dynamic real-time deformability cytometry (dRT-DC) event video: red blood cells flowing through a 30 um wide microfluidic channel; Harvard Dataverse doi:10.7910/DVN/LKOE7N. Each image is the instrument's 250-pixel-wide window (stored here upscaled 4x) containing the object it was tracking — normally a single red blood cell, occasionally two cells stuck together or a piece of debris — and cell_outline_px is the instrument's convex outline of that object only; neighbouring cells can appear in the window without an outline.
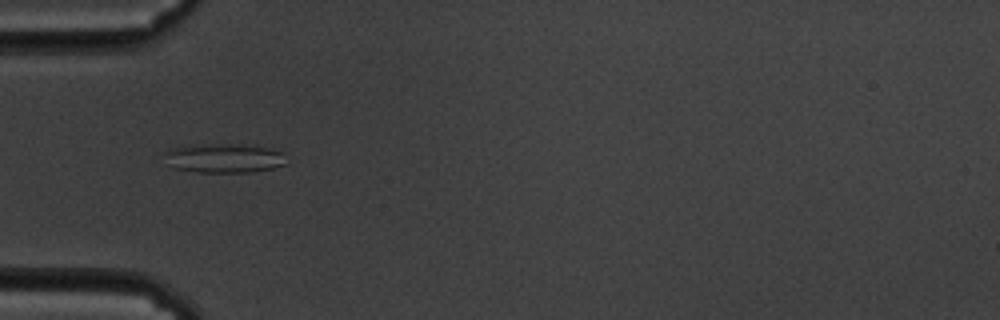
{"species": "common noctule bat (a hibernating species)", "species_latin": "Nyctalus noctula", "temperature_condition": "cold", "stored_images_in_passage": 59, "camera_frame_rate_fps": 3000, "um_per_image_px": 0.085, "animal": {"sex": "male", "body_mass_g": 19.5, "forearm_length_mm": 54.6}, "frame": {"image": 1, "passage_image": 19, "time_ms": 6.0, "image_size_px": [1000, 320], "cell_outline_px": [[288, 164], [272, 168], [252, 172], [196, 172], [172, 168], [164, 152], [172, 148], [216, 144], [268, 148], [280, 152]], "centroid_in_image_um": [19.05, 13.48], "position_along_channel_um": 66.0, "area_um2": 20.0}}
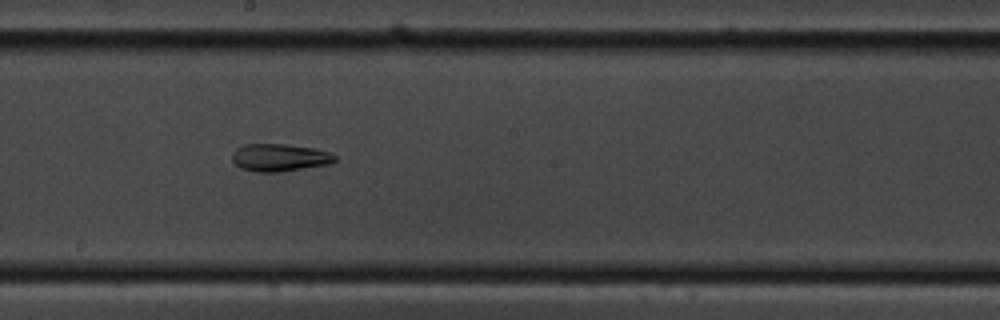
{"frame": {"image": 2, "passage_image": 33, "time_ms": 10.667, "image_size_px": [1000, 320], "cell_outline_px": [[336, 160], [328, 164], [280, 172], [256, 172], [240, 168], [232, 160], [232, 152], [236, 148], [244, 144], [284, 144], [312, 148], [328, 152], [336, 156]], "centroid_in_image_um": [23.71, 13.39], "position_along_channel_um": 224.5, "area_um2": 16.42}}
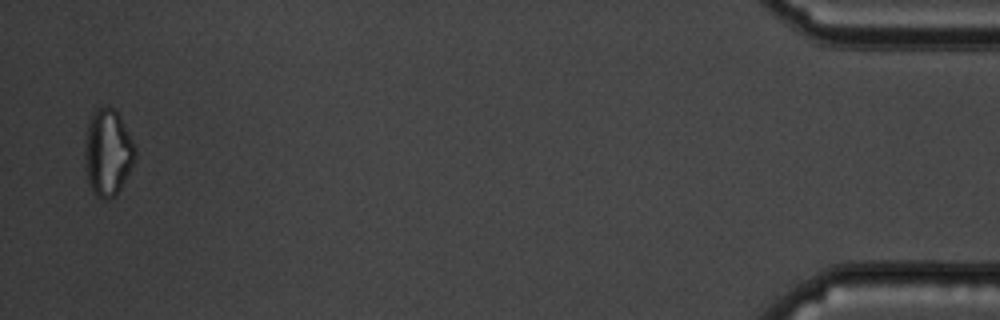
{"frame": {"image": 3, "passage_image": 58, "time_ms": 19.0, "image_size_px": [1000, 320], "cell_outline_px": [[136, 156], [116, 196], [108, 200], [104, 200], [96, 196], [92, 192], [88, 184], [84, 168], [84, 144], [88, 124], [92, 112], [96, 108], [104, 104], [108, 104], [116, 108], [136, 148]], "centroid_in_image_um": [9.12, 12.94], "position_along_channel_um": 426.1, "area_um2": 26.01}, "authors_computed_cell_mechanics": {"area_um2": 22.1952, "velocity_mm_per_s": 3.4153, "shape_relaxation_time_tau1_ms": null, "shape_relaxation_time_tau2_ms": 8.5908, "deformation_change_tau1": null, "deformation_change_tau2": 0.1694}}